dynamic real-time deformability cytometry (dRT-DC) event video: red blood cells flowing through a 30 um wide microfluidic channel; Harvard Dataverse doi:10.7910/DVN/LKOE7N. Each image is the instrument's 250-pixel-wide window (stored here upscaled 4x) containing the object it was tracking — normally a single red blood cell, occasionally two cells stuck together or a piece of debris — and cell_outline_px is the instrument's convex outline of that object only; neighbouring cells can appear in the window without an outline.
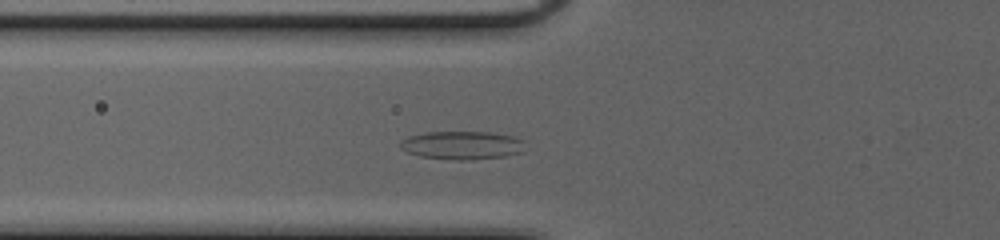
{"species": "common noctule bat (a hibernating species)", "species_latin": "Nyctalus noctula", "temperature_condition": "cold", "stored_images_in_passage": 43, "camera_frame_rate_fps": 3000, "um_per_image_px": 0.085, "animal": {"sex": "female", "body_mass_g": 20.0, "forearm_length_mm": 54.0}, "frame": {"image": 1, "passage_image": 12, "time_ms": 3.667, "image_size_px": [1000, 240], "cell_outline_px": [[524, 152], [504, 156], [472, 160], [452, 160], [420, 156], [408, 152], [400, 148], [400, 144], [408, 136], [428, 132], [488, 132], [516, 136], [524, 140]], "centroid_in_image_um": [39.33, 12.35], "position_along_channel_um": 86.5, "area_um2": 20.69}}
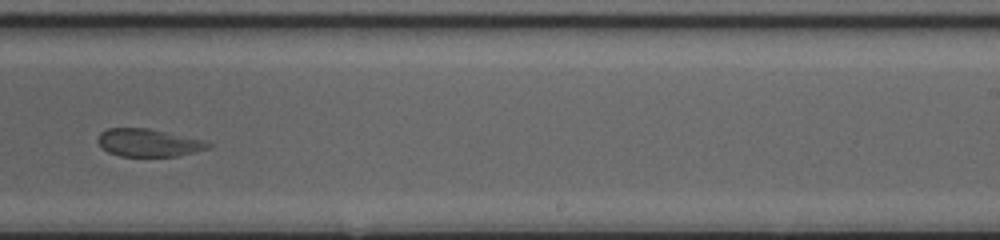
{"frame": {"image": 2, "passage_image": 26, "time_ms": 8.333, "image_size_px": [1000, 240], "cell_outline_px": [[212, 144], [208, 148], [176, 156], [120, 156], [108, 152], [96, 140], [100, 132], [108, 128], [148, 128], [204, 140]], "centroid_in_image_um": [12.59, 12.12], "position_along_channel_um": 276.4, "area_um2": 17.63}}
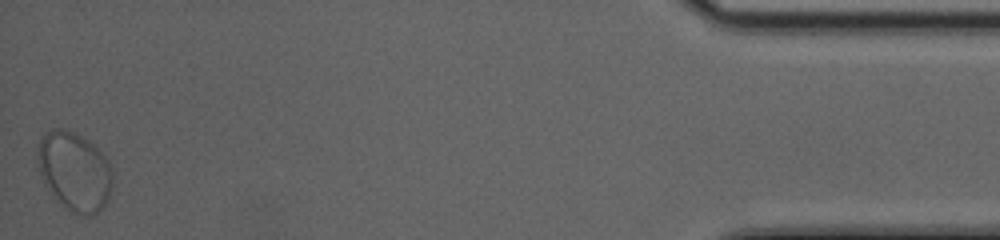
{"frame": {"image": 3, "passage_image": 43, "time_ms": 14.0, "image_size_px": [1000, 240], "cell_outline_px": [[112, 188], [108, 200], [92, 216], [76, 212], [68, 208], [52, 196], [40, 172], [36, 156], [36, 148], [40, 136], [44, 132], [52, 128], [60, 128], [72, 132], [88, 140], [108, 160], [112, 172]], "centroid_in_image_um": [6.3, 14.52], "position_along_channel_um": 428.9, "area_um2": 34.22}}